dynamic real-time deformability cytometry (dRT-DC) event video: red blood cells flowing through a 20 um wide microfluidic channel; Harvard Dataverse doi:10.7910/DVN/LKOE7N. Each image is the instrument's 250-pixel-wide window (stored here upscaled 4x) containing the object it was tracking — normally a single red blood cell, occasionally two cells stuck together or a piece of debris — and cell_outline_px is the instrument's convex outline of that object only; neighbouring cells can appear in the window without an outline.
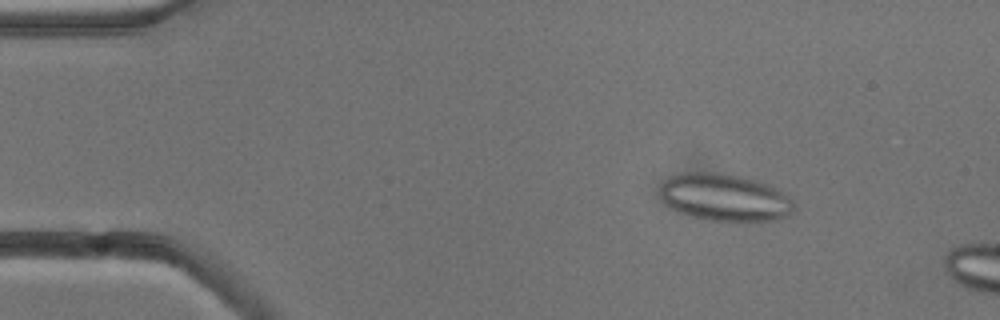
{"species": "common noctule bat (a hibernating species)", "species_latin": "Nyctalus noctula", "temperature_condition": "cold", "stored_images_in_passage": 3, "camera_frame_rate_fps": 3000, "um_per_image_px": 0.085, "animal": {"sex": "male", "body_mass_g": 13.3}, "frame": {"image": 1, "passage_image": 1, "time_ms": 0.0, "image_size_px": [1000, 320], "cell_outline_px": [[792, 212], [788, 216], [776, 220], [708, 220], [692, 216], [680, 212], [664, 204], [660, 196], [660, 188], [672, 176], [680, 172], [716, 172], [740, 176], [756, 180], [768, 184], [776, 188], [788, 196], [792, 200]], "centroid_in_image_um": [61.58, 16.77], "position_along_channel_um": 23.4, "area_um2": 36.53}}